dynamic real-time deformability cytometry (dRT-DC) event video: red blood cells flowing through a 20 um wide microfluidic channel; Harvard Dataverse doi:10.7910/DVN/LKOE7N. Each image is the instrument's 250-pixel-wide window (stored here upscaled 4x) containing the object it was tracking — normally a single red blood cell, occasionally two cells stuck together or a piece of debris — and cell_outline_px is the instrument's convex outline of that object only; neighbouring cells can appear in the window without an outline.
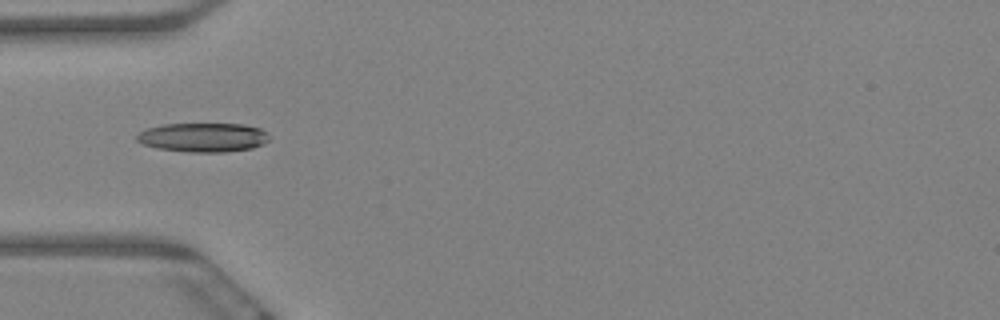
{"species": "Egyptian fruit bat (a non-hibernating species)", "species_latin": "Rousettus aegyptiacus", "temperature_condition": "warm", "stored_images_in_passage": 36, "camera_frame_rate_fps": 3000, "um_per_image_px": 0.085, "animal": {"sex": "female"}, "frame": {"image": 1, "passage_image": 1, "time_ms": 0.0, "image_size_px": [1000, 320], "cell_outline_px": [[256, 144], [244, 148], [172, 148], [184, 124], [228, 124], [252, 128]], "centroid_in_image_um": [18.25, 11.61], "position_along_channel_um": 66.8, "area_um2": 12.66}}
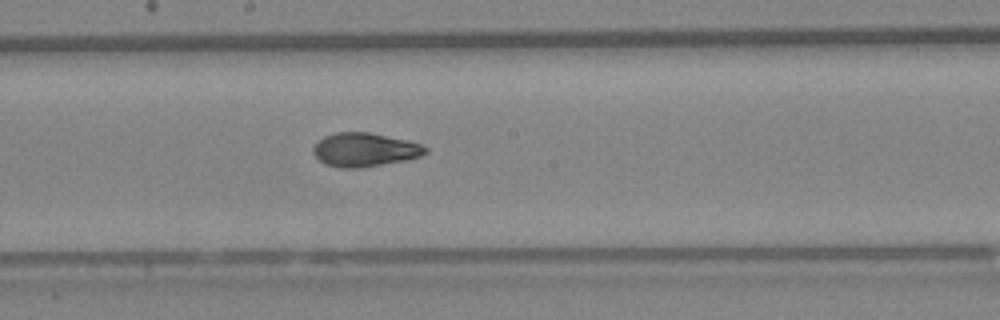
{"frame": {"image": 2, "passage_image": 14, "time_ms": 4.333, "image_size_px": [1000, 320], "cell_outline_px": [[420, 152], [412, 156], [364, 164], [344, 164], [352, 136], [372, 136], [412, 144], [420, 148]], "centroid_in_image_um": [32.08, 12.76], "position_along_channel_um": 216.1, "area_um2": 10.87}}
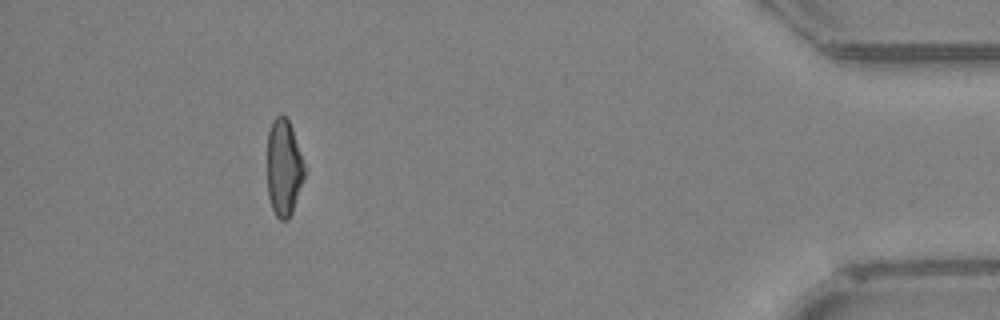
{"frame": {"image": 3, "passage_image": 36, "time_ms": 11.667, "image_size_px": [1000, 320], "cell_outline_px": [[300, 180], [292, 204], [288, 212], [276, 208], [272, 200], [268, 176], [268, 144], [272, 132], [284, 120], [288, 124], [292, 136], [300, 168]], "centroid_in_image_um": [24.05, 14.23], "position_along_channel_um": 411.1, "area_um2": 15.66}}